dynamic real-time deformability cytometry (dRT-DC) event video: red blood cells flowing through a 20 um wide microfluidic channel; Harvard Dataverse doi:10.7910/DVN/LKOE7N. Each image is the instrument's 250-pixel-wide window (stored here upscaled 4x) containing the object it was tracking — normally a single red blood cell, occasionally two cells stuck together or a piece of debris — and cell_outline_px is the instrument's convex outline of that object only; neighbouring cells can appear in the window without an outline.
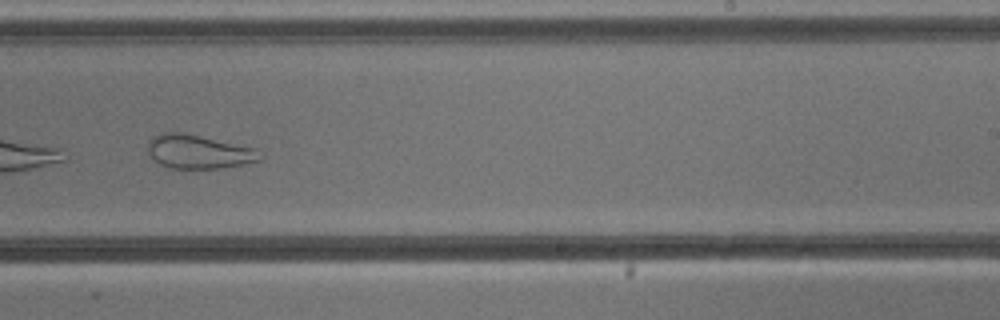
{"species": "common noctule bat (a hibernating species)", "species_latin": "Nyctalus noctula", "temperature_condition": "cold", "stored_images_in_passage": 9, "camera_frame_rate_fps": 3000, "um_per_image_px": 0.085, "animal": {"sex": "male", "body_mass_g": 13.3}, "frame": {"image": 1, "passage_image": 8, "time_ms": 8.0, "image_size_px": [1000, 320], "cell_outline_px": [[264, 156], [260, 160], [224, 168], [172, 168], [160, 164], [148, 152], [148, 140], [152, 136], [164, 132], [184, 132], [256, 148]], "centroid_in_image_um": [16.9, 12.88], "position_along_channel_um": 272.1, "area_um2": 22.14}}